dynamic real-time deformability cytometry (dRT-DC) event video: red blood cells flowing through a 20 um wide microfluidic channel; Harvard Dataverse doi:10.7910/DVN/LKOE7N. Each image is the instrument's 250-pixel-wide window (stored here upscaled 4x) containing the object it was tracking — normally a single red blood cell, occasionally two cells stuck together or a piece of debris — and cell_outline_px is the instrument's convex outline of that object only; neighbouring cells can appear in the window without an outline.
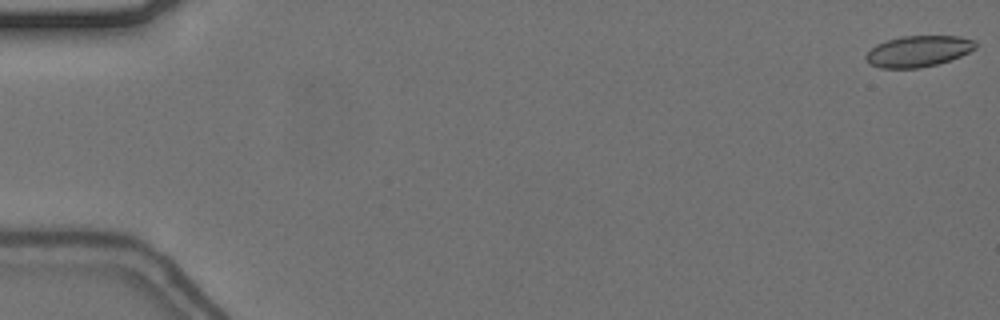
{"species": "common noctule bat (a hibernating species)", "species_latin": "Nyctalus noctula", "temperature_condition": "cold", "stored_images_in_passage": 6, "camera_frame_rate_fps": 3000, "um_per_image_px": 0.085, "animal": {"sex": "female", "body_mass_g": 24.6, "forearm_length_mm": 56.2}, "frame": {"image": 1, "passage_image": 1, "time_ms": 0.0, "image_size_px": [1000, 320], "cell_outline_px": [[976, 48], [960, 56], [936, 64], [920, 68], [880, 68], [868, 64], [864, 56], [876, 44], [900, 36], [960, 36], [976, 40]], "centroid_in_image_um": [78.04, 4.35], "position_along_channel_um": 7.0, "area_um2": 19.88}}